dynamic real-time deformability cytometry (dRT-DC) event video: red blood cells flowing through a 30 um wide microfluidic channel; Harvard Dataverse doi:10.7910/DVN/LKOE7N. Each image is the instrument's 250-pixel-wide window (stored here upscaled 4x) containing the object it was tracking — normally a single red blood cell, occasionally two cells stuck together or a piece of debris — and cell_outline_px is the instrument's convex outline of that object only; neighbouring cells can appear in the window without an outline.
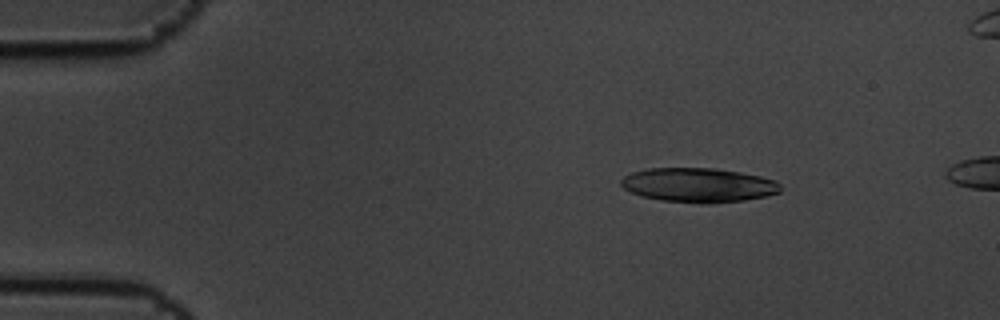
{"species": "common noctule bat (a hibernating species)", "species_latin": "Nyctalus noctula", "temperature_condition": "cold", "stored_images_in_passage": 6, "camera_frame_rate_fps": 3000, "um_per_image_px": 0.085, "animal": {"sex": "male", "body_mass_g": 19.5, "forearm_length_mm": 54.6}, "frame": {"image": 1, "passage_image": 3, "time_ms": 0.667, "image_size_px": [1000, 320], "cell_outline_px": [[780, 192], [768, 196], [744, 200], [708, 204], [700, 204], [660, 200], [640, 196], [624, 188], [620, 184], [620, 180], [624, 176], [632, 172], [648, 168], [716, 168], [740, 172], [760, 176], [776, 180], [780, 184]], "centroid_in_image_um": [59.37, 15.74], "position_along_channel_um": 25.6, "area_um2": 32.19}}